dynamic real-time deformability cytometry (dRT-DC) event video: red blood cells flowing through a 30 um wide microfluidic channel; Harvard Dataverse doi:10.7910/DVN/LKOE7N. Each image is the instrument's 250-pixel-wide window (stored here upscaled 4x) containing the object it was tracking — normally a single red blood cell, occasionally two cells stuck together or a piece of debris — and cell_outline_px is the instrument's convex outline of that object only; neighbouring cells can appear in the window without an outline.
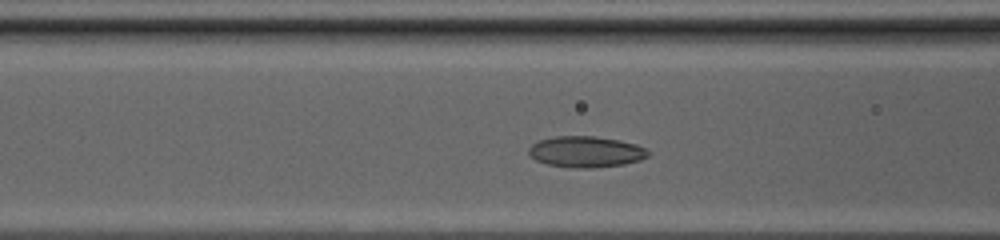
{"species": "common noctule bat (a hibernating species)", "species_latin": "Nyctalus noctula", "temperature_condition": "cold", "stored_images_in_passage": 35, "camera_frame_rate_fps": 3000, "um_per_image_px": 0.085, "animal": {"sex": "female", "body_mass_g": 20.0, "forearm_length_mm": 54.0}, "frame": {"image": 1, "passage_image": 11, "time_ms": 3.333, "image_size_px": [1000, 240], "cell_outline_px": [[648, 156], [640, 160], [624, 164], [596, 168], [576, 168], [548, 164], [536, 160], [528, 152], [528, 148], [532, 144], [540, 140], [552, 136], [596, 136], [636, 144], [644, 148], [648, 152]], "centroid_in_image_um": [49.78, 12.9], "position_along_channel_um": 116.8, "area_um2": 21.5}}
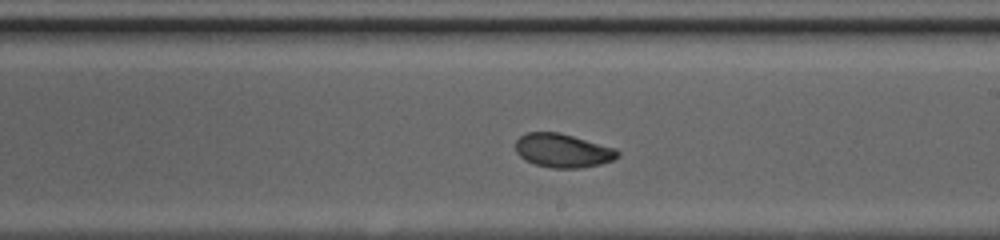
{"frame": {"image": 2, "passage_image": 20, "time_ms": 6.333, "image_size_px": [1000, 240], "cell_outline_px": [[620, 156], [612, 160], [600, 164], [580, 168], [552, 168], [536, 164], [524, 160], [516, 152], [516, 140], [524, 132], [560, 132], [616, 148], [620, 152]], "centroid_in_image_um": [47.84, 12.79], "position_along_channel_um": 241.2, "area_um2": 20.23}}
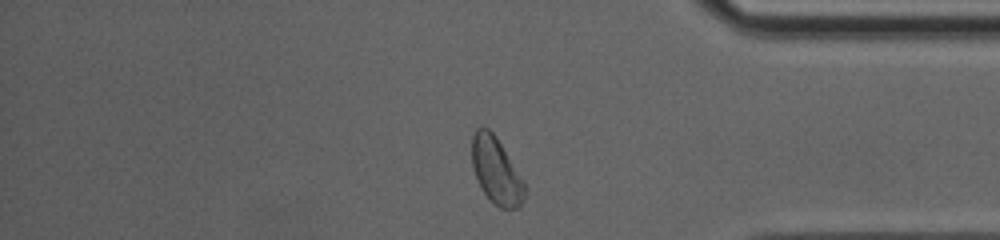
{"frame": {"image": 3, "passage_image": 32, "time_ms": 10.333, "image_size_px": [1000, 240], "cell_outline_px": [[528, 188], [524, 200], [516, 208], [500, 208], [484, 192], [476, 176], [472, 164], [472, 136], [476, 128], [488, 128], [496, 136], [524, 180]], "centroid_in_image_um": [42.22, 14.5], "position_along_channel_um": 393.0, "area_um2": 20.29}, "authors_computed_cell_mechanics": {"area_um2": 20.4612, "velocity_mm_per_s": 4.1502, "shape_relaxation_time_tau1_ms": 3.8769, "shape_relaxation_time_tau2_ms": 1.6116, "deformation_change_tau1": 0.1145, "deformation_change_tau2": 0.058}}